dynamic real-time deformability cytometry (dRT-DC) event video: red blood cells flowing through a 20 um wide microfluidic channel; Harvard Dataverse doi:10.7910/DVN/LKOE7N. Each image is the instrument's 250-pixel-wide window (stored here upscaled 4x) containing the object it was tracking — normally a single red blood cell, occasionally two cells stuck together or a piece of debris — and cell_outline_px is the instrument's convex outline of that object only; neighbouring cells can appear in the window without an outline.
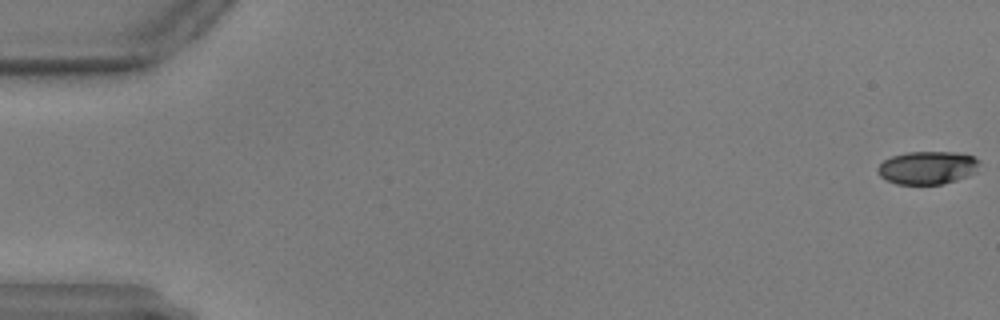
{"species": "common noctule bat (a hibernating species)", "species_latin": "Nyctalus noctula", "temperature_condition": "warm", "stored_images_in_passage": 7, "camera_frame_rate_fps": 3000, "um_per_image_px": 0.085, "animal": {"sex": "male", "body_mass_g": 17.9, "forearm_length_mm": 54.2}, "frame": {"image": 1, "passage_image": 1, "time_ms": 0.0, "image_size_px": [1000, 320], "cell_outline_px": [[980, 160], [976, 172], [956, 180], [940, 184], [896, 184], [880, 176], [876, 168], [884, 160], [892, 156], [908, 152], [956, 152], [972, 156]], "centroid_in_image_um": [78.83, 14.25], "position_along_channel_um": 6.2, "area_um2": 19.48}}